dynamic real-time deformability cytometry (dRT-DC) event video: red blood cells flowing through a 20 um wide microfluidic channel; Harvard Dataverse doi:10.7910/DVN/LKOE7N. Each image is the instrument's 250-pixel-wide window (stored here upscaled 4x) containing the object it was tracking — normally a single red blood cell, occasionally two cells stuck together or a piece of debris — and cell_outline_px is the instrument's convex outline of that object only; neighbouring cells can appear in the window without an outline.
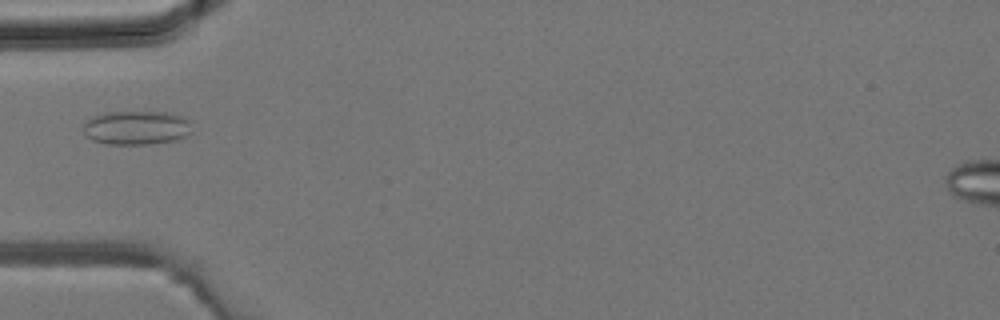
{"species": "common noctule bat (a hibernating species)", "species_latin": "Nyctalus noctula", "temperature_condition": "room temperature", "stored_images_in_passage": 4, "camera_frame_rate_fps": 3000, "um_per_image_px": 0.085, "animal": {"sex": "male", "body_mass_g": 19.2, "forearm_length_mm": 51.8}, "frame": {"image": 1, "passage_image": 4, "time_ms": 1.0, "image_size_px": [1000, 320], "cell_outline_px": [[192, 132], [176, 140], [148, 144], [108, 144], [92, 140], [84, 132], [84, 124], [92, 116], [108, 112], [172, 112], [184, 116], [188, 120]], "centroid_in_image_um": [11.63, 10.85], "position_along_channel_um": 73.4, "area_um2": 21.5}}